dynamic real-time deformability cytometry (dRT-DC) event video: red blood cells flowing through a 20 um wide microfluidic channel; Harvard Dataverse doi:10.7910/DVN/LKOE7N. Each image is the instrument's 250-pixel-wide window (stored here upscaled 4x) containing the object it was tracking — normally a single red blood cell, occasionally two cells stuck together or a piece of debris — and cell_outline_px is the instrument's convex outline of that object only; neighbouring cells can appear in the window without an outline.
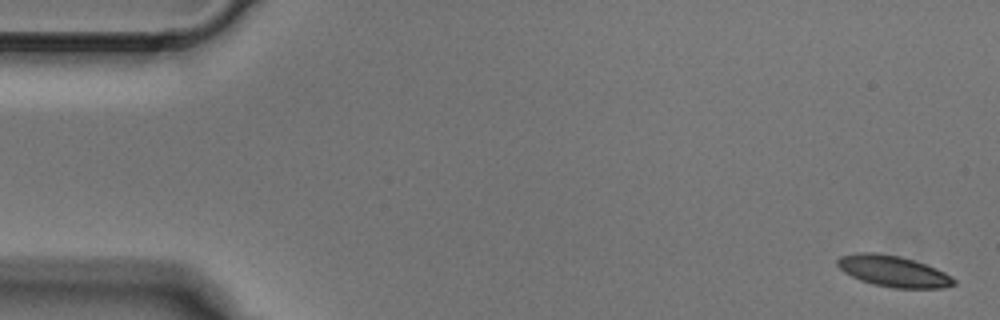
{"species": "Egyptian fruit bat (a non-hibernating species)", "species_latin": "Rousettus aegyptiacus", "temperature_condition": "cold", "stored_images_in_passage": 6, "camera_frame_rate_fps": 3000, "um_per_image_px": 0.085, "animal": {"sex": "male"}, "frame": {"image": 1, "passage_image": 1, "time_ms": 0.0, "image_size_px": [1000, 320], "cell_outline_px": [[956, 284], [944, 288], [892, 288], [872, 284], [860, 280], [844, 272], [836, 264], [836, 260], [840, 256], [856, 252], [876, 252], [900, 256], [936, 268], [952, 276], [956, 280]], "centroid_in_image_um": [75.92, 23.05], "position_along_channel_um": 9.1, "area_um2": 21.27}}
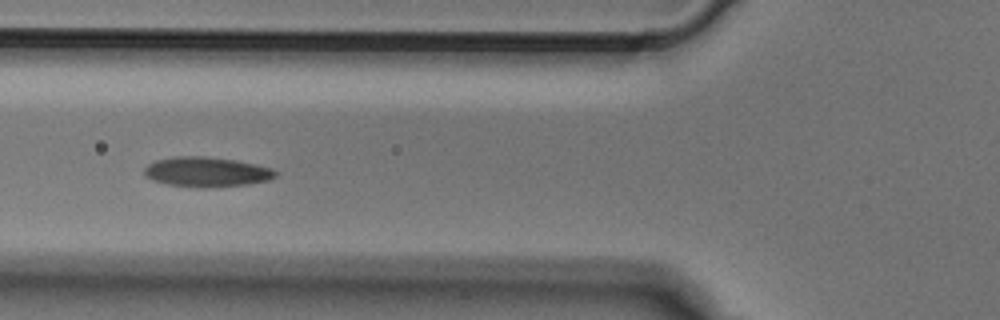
{"frame": {"image": 2, "passage_image": 6, "time_ms": 1.667, "image_size_px": [1000, 320], "cell_outline_px": [[276, 176], [268, 180], [248, 184], [212, 188], [204, 188], [168, 184], [152, 180], [144, 176], [144, 168], [148, 164], [156, 160], [172, 156], [204, 156], [236, 160], [256, 164], [272, 168], [276, 172]], "centroid_in_image_um": [17.54, 14.61], "position_along_channel_um": 108.3, "area_um2": 23.0}}